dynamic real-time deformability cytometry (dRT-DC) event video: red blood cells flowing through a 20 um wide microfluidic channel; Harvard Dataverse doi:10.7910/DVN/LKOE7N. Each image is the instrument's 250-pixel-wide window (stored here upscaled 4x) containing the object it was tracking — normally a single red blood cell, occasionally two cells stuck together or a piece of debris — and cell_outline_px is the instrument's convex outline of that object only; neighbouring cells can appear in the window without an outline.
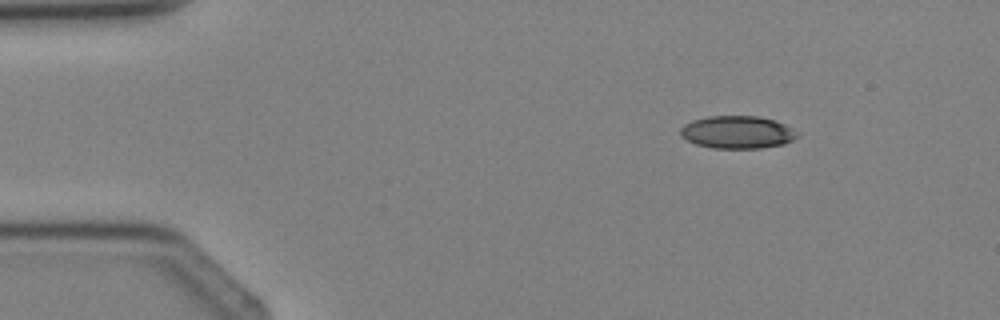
{"species": "Egyptian fruit bat (a non-hibernating species)", "species_latin": "Rousettus aegyptiacus", "temperature_condition": "cold", "stored_images_in_passage": 4, "segment_of_instrument_passage": [2, 2], "camera_frame_rate_fps": 3000, "um_per_image_px": 0.085, "animal": {"sex": "female"}, "frame": {"image": 1, "passage_image": 4, "time_ms": 3.333, "image_size_px": [1000, 320], "cell_outline_px": [[800, 136], [784, 144], [760, 148], [712, 148], [696, 144], [680, 136], [680, 128], [684, 124], [692, 120], [708, 116], [756, 116], [776, 120], [800, 132]], "centroid_in_image_um": [62.69, 11.23], "position_along_channel_um": 22.3, "area_um2": 22.43}}